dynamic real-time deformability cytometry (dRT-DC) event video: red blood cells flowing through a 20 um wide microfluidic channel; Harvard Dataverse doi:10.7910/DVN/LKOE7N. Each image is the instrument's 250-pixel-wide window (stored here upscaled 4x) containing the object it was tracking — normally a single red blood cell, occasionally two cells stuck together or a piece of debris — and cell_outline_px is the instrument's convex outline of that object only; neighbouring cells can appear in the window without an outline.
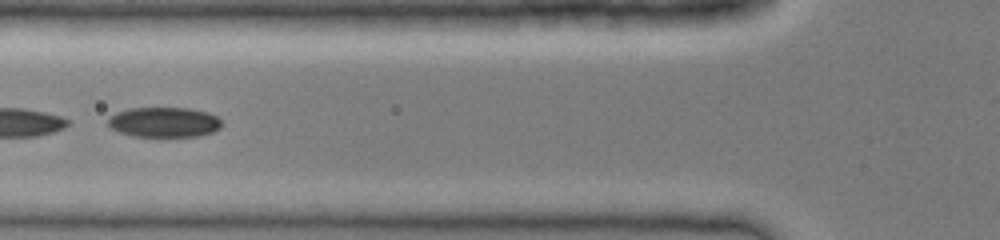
{"species": "common noctule bat (a hibernating species)", "species_latin": "Nyctalus noctula", "temperature_condition": "cold", "stored_images_in_passage": 39, "camera_frame_rate_fps": 3000, "um_per_image_px": 0.085, "animal": {"sex": "female", "body_mass_g": 19.0, "forearm_length_mm": 51.5}, "frame": {"image": 1, "passage_image": 15, "time_ms": 4.667, "image_size_px": [1000, 240], "cell_outline_px": [[224, 124], [220, 128], [212, 132], [200, 136], [132, 136], [120, 132], [112, 128], [108, 124], [108, 120], [116, 112], [128, 108], [188, 108], [208, 112], [216, 116]], "centroid_in_image_um": [13.98, 10.38], "position_along_channel_um": 111.8, "area_um2": 19.88}}
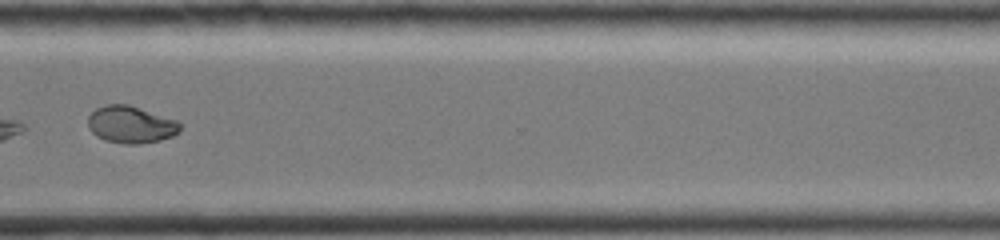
{"frame": {"image": 2, "passage_image": 31, "time_ms": 10.0, "image_size_px": [1000, 240], "cell_outline_px": [[180, 132], [172, 136], [160, 140], [140, 144], [124, 144], [104, 140], [96, 136], [88, 128], [88, 116], [96, 108], [104, 104], [128, 104], [176, 120], [180, 124]], "centroid_in_image_um": [11.09, 10.59], "position_along_channel_um": 359.5, "area_um2": 20.0}}